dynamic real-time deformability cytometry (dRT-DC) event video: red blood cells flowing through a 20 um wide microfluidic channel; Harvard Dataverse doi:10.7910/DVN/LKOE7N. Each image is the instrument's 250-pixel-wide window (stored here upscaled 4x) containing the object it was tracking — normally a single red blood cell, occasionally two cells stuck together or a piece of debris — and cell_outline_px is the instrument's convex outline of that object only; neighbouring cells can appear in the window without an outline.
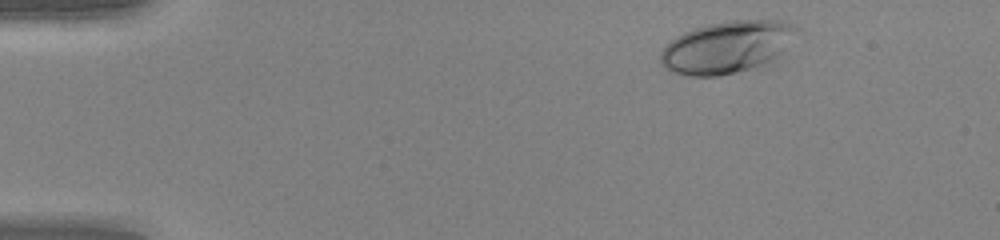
{"species": "human", "species_latin": "Homo sapiens", "temperature_condition": "warm", "stored_images_in_passage": 45, "camera_frame_rate_fps": 3000, "um_per_image_px": 0.085, "donor": {"sex": "female"}, "frame": {"image": 1, "passage_image": 3, "time_ms": 0.667, "image_size_px": [1000, 240], "cell_outline_px": [[796, 28], [780, 52], [764, 68], [720, 76], [688, 76], [672, 72], [660, 60], [660, 52], [676, 36], [684, 32], [708, 24], [732, 20], [780, 20], [792, 24]], "centroid_in_image_um": [61.75, 4.04], "position_along_channel_um": 23.2, "area_um2": 40.98}}
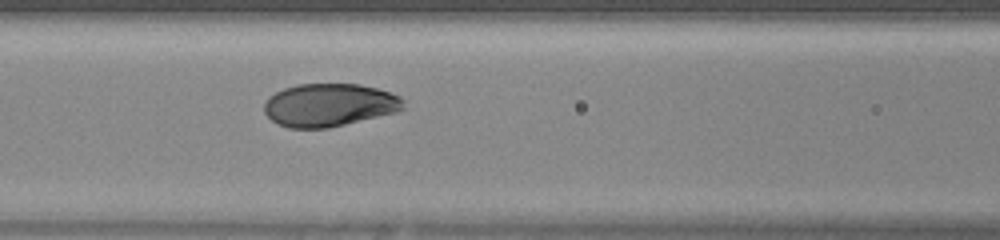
{"frame": {"image": 2, "passage_image": 18, "time_ms": 5.667, "image_size_px": [1000, 240], "cell_outline_px": [[404, 108], [400, 112], [328, 128], [288, 128], [276, 124], [264, 112], [264, 104], [268, 96], [284, 88], [296, 84], [360, 84], [376, 88], [400, 96], [404, 100]], "centroid_in_image_um": [27.99, 8.93], "position_along_channel_um": 138.6, "area_um2": 35.2}}
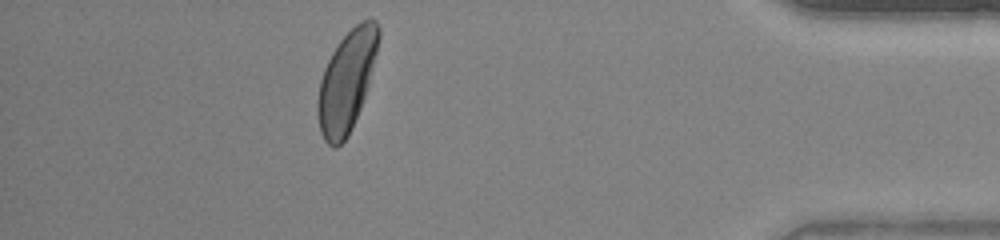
{"frame": {"image": 3, "passage_image": 40, "time_ms": 13.0, "image_size_px": [1000, 240], "cell_outline_px": [[380, 36], [368, 84], [360, 108], [348, 136], [336, 148], [332, 148], [324, 140], [320, 132], [316, 112], [316, 104], [320, 80], [324, 68], [332, 52], [340, 40], [356, 24], [368, 16], [372, 16], [376, 20], [380, 28]], "centroid_in_image_um": [29.45, 6.89], "position_along_channel_um": 405.8, "area_um2": 35.66}, "authors_computed_cell_mechanics": {"area_um2": 35.8938, "velocity_mm_per_s": 4.2193, "shape_relaxation_time_tau1_ms": 2.0757, "shape_relaxation_time_tau2_ms": null, "deformation_change_tau1": 0.1536, "deformation_change_tau2": null}}